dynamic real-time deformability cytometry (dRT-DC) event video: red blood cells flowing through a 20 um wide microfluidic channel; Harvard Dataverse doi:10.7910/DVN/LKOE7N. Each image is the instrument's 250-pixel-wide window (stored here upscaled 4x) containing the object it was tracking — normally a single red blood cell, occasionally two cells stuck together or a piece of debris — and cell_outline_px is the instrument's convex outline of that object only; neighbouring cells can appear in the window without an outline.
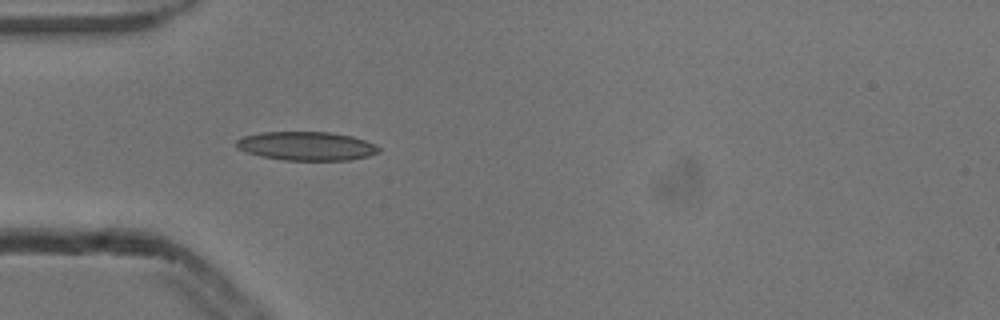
{"species": "common noctule bat (a hibernating species)", "species_latin": "Nyctalus noctula", "temperature_condition": "cold", "stored_images_in_passage": 4, "camera_frame_rate_fps": 3000, "um_per_image_px": 0.085, "animal": {"sex": "male", "body_mass_g": 13.3}, "frame": {"image": 1, "passage_image": 4, "time_ms": 1.0, "image_size_px": [1000, 320], "cell_outline_px": [[380, 152], [368, 156], [348, 160], [284, 160], [260, 156], [236, 148], [236, 140], [244, 136], [260, 132], [328, 132], [352, 136], [364, 140], [380, 148]], "centroid_in_image_um": [26.03, 12.41], "position_along_channel_um": 59.0, "area_um2": 23.76}}